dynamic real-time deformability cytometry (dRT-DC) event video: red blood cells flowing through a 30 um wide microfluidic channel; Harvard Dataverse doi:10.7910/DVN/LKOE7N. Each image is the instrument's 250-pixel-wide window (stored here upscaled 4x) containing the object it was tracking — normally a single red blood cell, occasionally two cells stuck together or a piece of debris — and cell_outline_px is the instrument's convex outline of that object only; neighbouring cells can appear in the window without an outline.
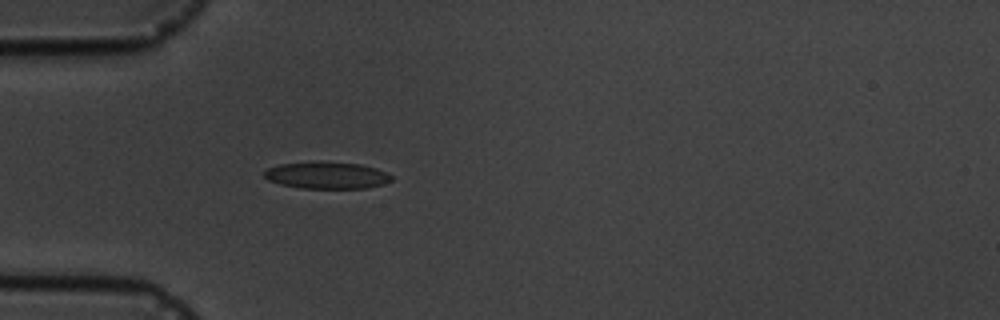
{"species": "common noctule bat (a hibernating species)", "species_latin": "Nyctalus noctula", "temperature_condition": "cold", "stored_images_in_passage": 3, "camera_frame_rate_fps": 3000, "um_per_image_px": 0.085, "animal": {"sex": "male", "body_mass_g": 19.5, "forearm_length_mm": 54.6}, "frame": {"image": 1, "passage_image": 3, "time_ms": 3.333, "image_size_px": [1000, 320], "cell_outline_px": [[392, 180], [384, 184], [368, 188], [300, 188], [280, 184], [268, 180], [264, 176], [264, 172], [268, 168], [280, 164], [312, 160], [320, 160], [360, 164], [376, 168], [392, 176]], "centroid_in_image_um": [27.76, 14.88], "position_along_channel_um": 57.2, "area_um2": 20.29}}